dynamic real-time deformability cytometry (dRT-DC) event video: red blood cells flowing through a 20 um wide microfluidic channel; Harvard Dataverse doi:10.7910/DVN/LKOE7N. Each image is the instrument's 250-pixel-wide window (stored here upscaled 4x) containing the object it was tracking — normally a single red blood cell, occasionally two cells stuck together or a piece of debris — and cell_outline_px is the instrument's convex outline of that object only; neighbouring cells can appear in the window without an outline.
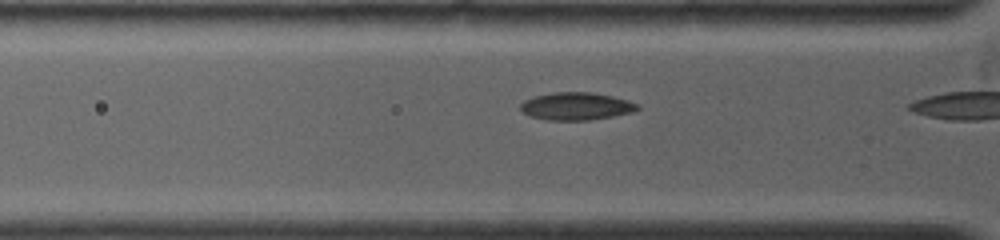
{"species": "common noctule bat (a hibernating species)", "species_latin": "Nyctalus noctula", "temperature_condition": "warm", "stored_images_in_passage": 7, "camera_frame_rate_fps": 4500, "um_per_image_px": 0.085, "animal": {"sex": "female", "body_mass_g": 19.0, "forearm_length_mm": 53.3}, "frame": {"image": 1, "passage_image": 6, "time_ms": 1.556, "image_size_px": [1000, 240], "cell_outline_px": [[640, 108], [628, 112], [612, 116], [588, 120], [548, 120], [532, 116], [524, 112], [520, 108], [520, 104], [524, 100], [536, 96], [552, 92], [592, 92], [612, 96], [628, 100], [640, 104]], "centroid_in_image_um": [48.98, 9.02], "position_along_channel_um": 76.8, "area_um2": 18.61}}